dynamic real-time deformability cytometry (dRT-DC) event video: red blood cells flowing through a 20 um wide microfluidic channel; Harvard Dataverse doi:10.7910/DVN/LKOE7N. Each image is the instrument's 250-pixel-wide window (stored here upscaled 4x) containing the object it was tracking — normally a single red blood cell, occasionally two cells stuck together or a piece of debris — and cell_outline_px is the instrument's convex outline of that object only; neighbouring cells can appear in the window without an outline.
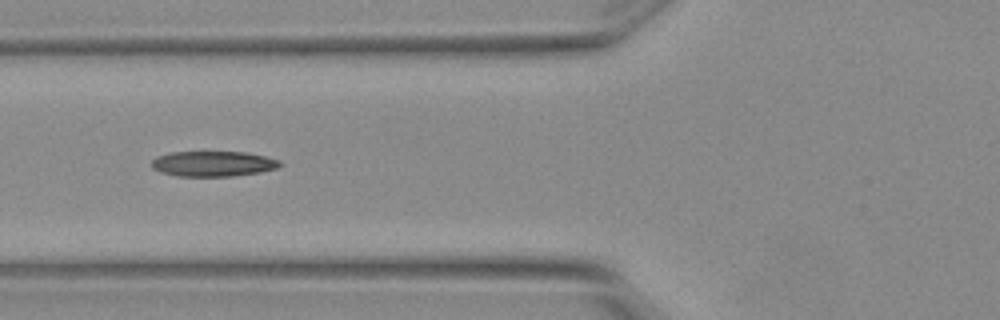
{"species": "Egyptian fruit bat (a non-hibernating species)", "species_latin": "Rousettus aegyptiacus", "temperature_condition": "warm", "stored_images_in_passage": 2, "camera_frame_rate_fps": 3000, "um_per_image_px": 0.085, "animal": {"sex": "female"}, "frame": {"image": 1, "passage_image": 2, "time_ms": 0.333, "image_size_px": [1000, 320], "cell_outline_px": [[280, 164], [276, 168], [260, 172], [232, 176], [176, 176], [160, 172], [152, 168], [152, 160], [156, 156], [168, 152], [248, 152], [280, 160]], "centroid_in_image_um": [18.07, 13.91], "position_along_channel_um": 107.7, "area_um2": 18.96}}